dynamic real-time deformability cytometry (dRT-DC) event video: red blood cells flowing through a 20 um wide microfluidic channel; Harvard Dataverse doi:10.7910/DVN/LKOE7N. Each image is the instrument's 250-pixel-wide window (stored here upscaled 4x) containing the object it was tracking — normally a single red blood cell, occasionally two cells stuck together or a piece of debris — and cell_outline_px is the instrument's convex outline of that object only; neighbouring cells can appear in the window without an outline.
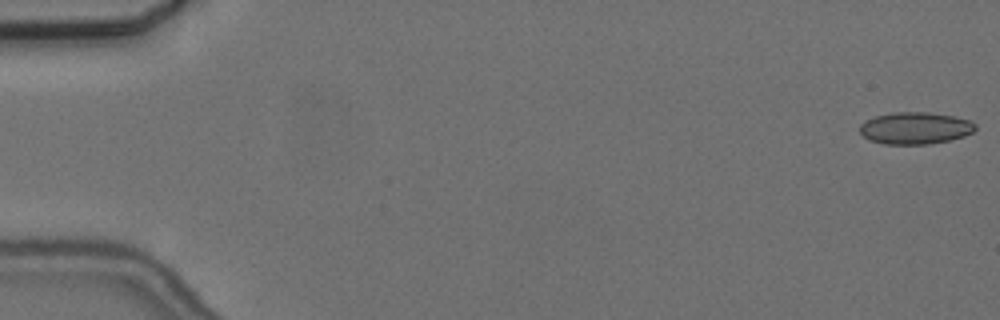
{"species": "common noctule bat (a hibernating species)", "species_latin": "Nyctalus noctula", "temperature_condition": "cold", "stored_images_in_passage": 15, "camera_frame_rate_fps": 3000, "um_per_image_px": 0.085, "animal": {"sex": "female", "body_mass_g": 24.6, "forearm_length_mm": 56.2}, "frame": {"image": 1, "passage_image": 1, "time_ms": 0.0, "image_size_px": [1000, 320], "cell_outline_px": [[976, 128], [972, 132], [964, 136], [948, 140], [928, 144], [884, 144], [868, 140], [860, 132], [860, 124], [864, 120], [876, 116], [892, 112], [928, 112], [952, 116], [972, 120], [976, 124]], "centroid_in_image_um": [77.78, 10.88], "position_along_channel_um": 7.2, "area_um2": 21.62}}
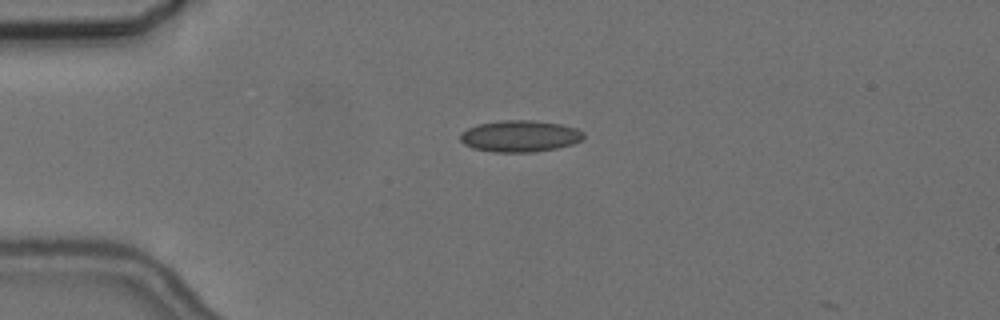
{"frame": {"image": 2, "passage_image": 14, "time_ms": 4.333, "image_size_px": [1000, 320], "cell_outline_px": [[584, 140], [572, 144], [556, 148], [536, 152], [492, 152], [472, 148], [464, 144], [460, 140], [460, 132], [468, 128], [480, 124], [500, 120], [532, 120], [560, 124], [576, 128], [584, 132]], "centroid_in_image_um": [44.2, 11.57], "position_along_channel_um": 40.8, "area_um2": 22.83}}